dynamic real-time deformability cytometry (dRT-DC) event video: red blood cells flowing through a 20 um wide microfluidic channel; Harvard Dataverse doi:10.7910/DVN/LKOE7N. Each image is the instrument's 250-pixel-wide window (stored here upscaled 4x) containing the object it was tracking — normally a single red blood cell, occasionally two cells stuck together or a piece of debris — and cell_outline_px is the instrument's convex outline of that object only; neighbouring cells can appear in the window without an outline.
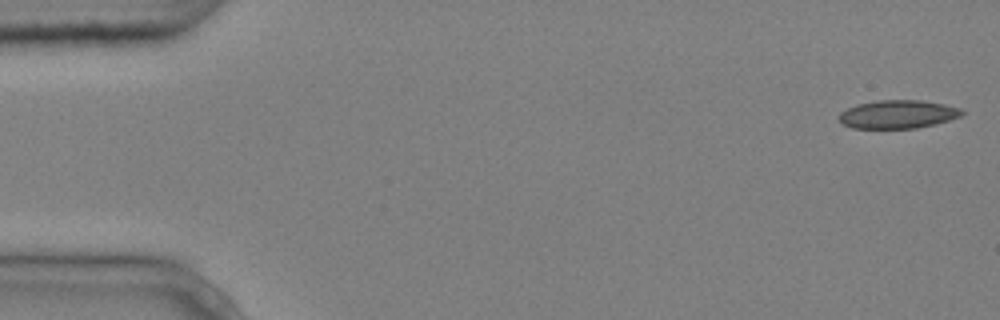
{"species": "common noctule bat (a hibernating species)", "species_latin": "Nyctalus noctula", "temperature_condition": "cold", "stored_images_in_passage": 4, "camera_frame_rate_fps": 3000, "um_per_image_px": 0.085, "animal": {"sex": "male", "body_mass_g": 20.4}, "frame": {"image": 1, "passage_image": 1, "time_ms": 0.0, "image_size_px": [1000, 320], "cell_outline_px": [[964, 112], [960, 116], [936, 124], [916, 128], [852, 128], [844, 124], [840, 120], [840, 112], [856, 104], [876, 100], [924, 100], [944, 104], [960, 108]], "centroid_in_image_um": [76.32, 9.7], "position_along_channel_um": 8.7, "area_um2": 20.23}}